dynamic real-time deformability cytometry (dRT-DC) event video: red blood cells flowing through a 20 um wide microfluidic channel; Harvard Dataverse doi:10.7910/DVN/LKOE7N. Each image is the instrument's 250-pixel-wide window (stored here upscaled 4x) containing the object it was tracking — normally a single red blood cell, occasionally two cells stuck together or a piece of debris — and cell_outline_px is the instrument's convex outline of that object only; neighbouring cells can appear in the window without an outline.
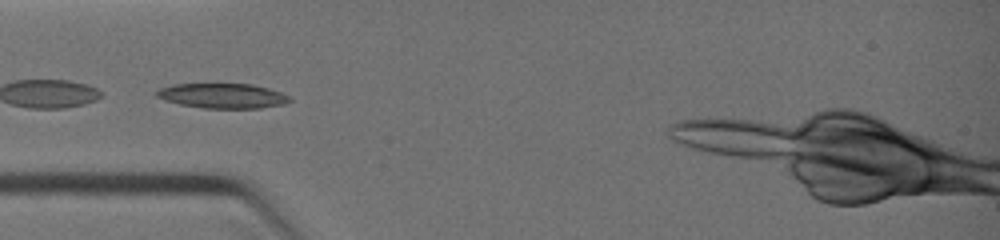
{"species": "common noctule bat (a hibernating species)", "species_latin": "Nyctalus noctula", "temperature_condition": "warm", "stored_images_in_passage": 3, "camera_frame_rate_fps": 3000, "um_per_image_px": 0.085, "animal": {"sex": "female", "body_mass_g": 19.0, "forearm_length_mm": 51.5}, "frame": {"image": 1, "passage_image": 1, "time_ms": 0.0, "image_size_px": [1000, 240], "cell_outline_px": [[292, 100], [284, 104], [260, 108], [204, 108], [180, 104], [164, 100], [156, 96], [156, 92], [160, 88], [172, 84], [252, 84], [268, 88], [292, 96]], "centroid_in_image_um": [18.94, 8.14], "position_along_channel_um": 66.1, "area_um2": 19.31}}
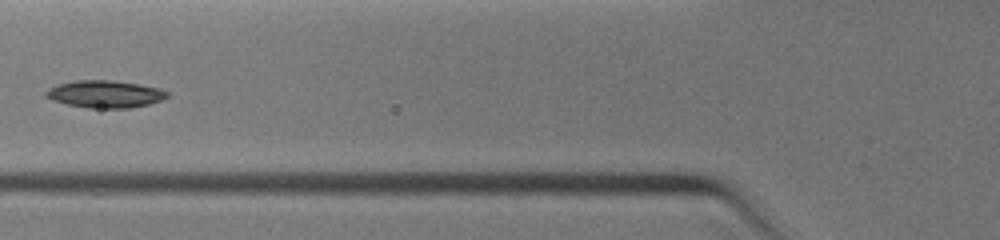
{"frame": {"image": 2, "passage_image": 3, "time_ms": 1.0, "image_size_px": [1000, 240], "cell_outline_px": [[168, 96], [160, 100], [148, 104], [128, 108], [88, 108], [68, 104], [52, 100], [44, 96], [44, 92], [48, 88], [56, 84], [76, 80], [108, 80], [140, 84], [160, 88], [168, 92]], "centroid_in_image_um": [8.88, 7.99], "position_along_channel_um": 116.9, "area_um2": 19.31}}